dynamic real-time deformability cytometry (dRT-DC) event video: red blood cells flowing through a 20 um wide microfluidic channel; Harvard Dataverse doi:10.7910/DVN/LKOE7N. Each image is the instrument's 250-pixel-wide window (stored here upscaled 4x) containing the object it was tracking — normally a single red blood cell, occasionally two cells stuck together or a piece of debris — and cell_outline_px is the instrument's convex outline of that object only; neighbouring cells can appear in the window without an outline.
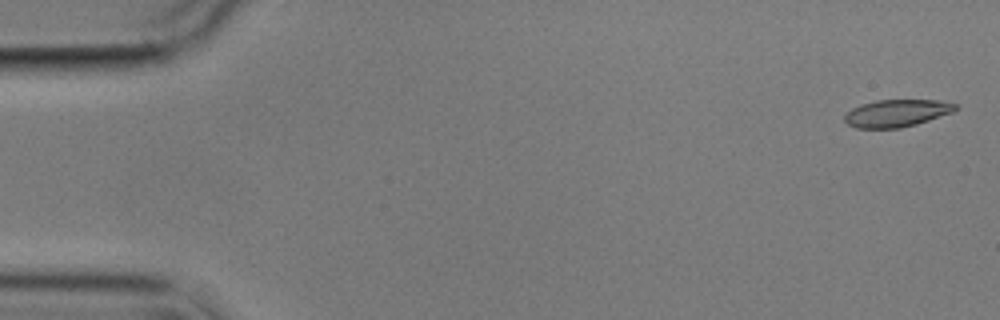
{"species": "common noctule bat (a hibernating species)", "species_latin": "Nyctalus noctula", "temperature_condition": "cold", "stored_images_in_passage": 4, "camera_frame_rate_fps": 3000, "um_per_image_px": 0.085, "animal": {"sex": "male", "body_mass_g": 17.9}, "frame": {"image": 1, "passage_image": 1, "time_ms": 0.0, "image_size_px": [1000, 320], "cell_outline_px": [[956, 108], [952, 112], [916, 124], [900, 128], [856, 128], [848, 124], [844, 120], [844, 116], [852, 108], [860, 104], [876, 100], [936, 100], [956, 104]], "centroid_in_image_um": [76.17, 9.62], "position_along_channel_um": 8.8, "area_um2": 17.46}}